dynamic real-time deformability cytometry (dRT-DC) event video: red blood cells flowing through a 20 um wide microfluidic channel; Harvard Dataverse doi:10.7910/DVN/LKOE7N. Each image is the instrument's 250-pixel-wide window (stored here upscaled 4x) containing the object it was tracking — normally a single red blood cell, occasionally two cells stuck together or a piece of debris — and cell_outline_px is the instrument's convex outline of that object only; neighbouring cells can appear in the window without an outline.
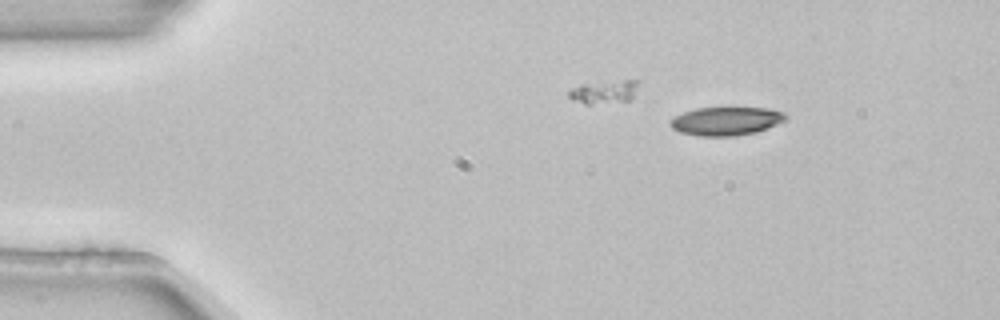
{"species": "common noctule bat (a hibernating species)", "species_latin": "Nyctalus noctula", "temperature_condition": "room temperature", "stored_images_in_passage": 5, "camera_frame_rate_fps": 3000, "um_per_image_px": 0.085, "animal": {"sex": "female", "body_mass_g": 22.7, "forearm_length_mm": 54.2}, "frame": {"image": 1, "passage_image": 3, "time_ms": 0.667, "image_size_px": [1000, 320], "cell_outline_px": [[788, 116], [784, 120], [768, 128], [756, 132], [736, 136], [700, 136], [680, 132], [672, 128], [668, 124], [676, 116], [684, 112], [696, 108], [768, 108], [784, 112]], "centroid_in_image_um": [61.73, 10.3], "position_along_channel_um": 23.3, "area_um2": 19.02}}
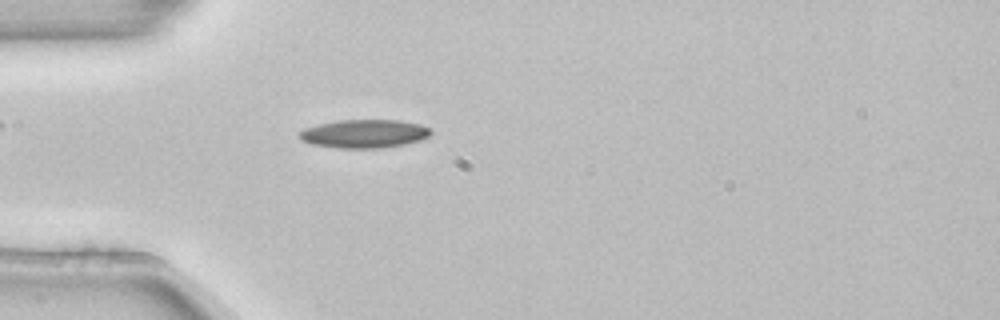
{"frame": {"image": 2, "passage_image": 5, "time_ms": 1.333, "image_size_px": [1000, 320], "cell_outline_px": [[432, 132], [428, 136], [420, 140], [404, 144], [384, 148], [340, 148], [312, 144], [300, 140], [300, 132], [304, 128], [320, 124], [340, 120], [400, 120], [420, 124], [432, 128]], "centroid_in_image_um": [31.0, 11.36], "position_along_channel_um": 54.0, "area_um2": 21.73}}